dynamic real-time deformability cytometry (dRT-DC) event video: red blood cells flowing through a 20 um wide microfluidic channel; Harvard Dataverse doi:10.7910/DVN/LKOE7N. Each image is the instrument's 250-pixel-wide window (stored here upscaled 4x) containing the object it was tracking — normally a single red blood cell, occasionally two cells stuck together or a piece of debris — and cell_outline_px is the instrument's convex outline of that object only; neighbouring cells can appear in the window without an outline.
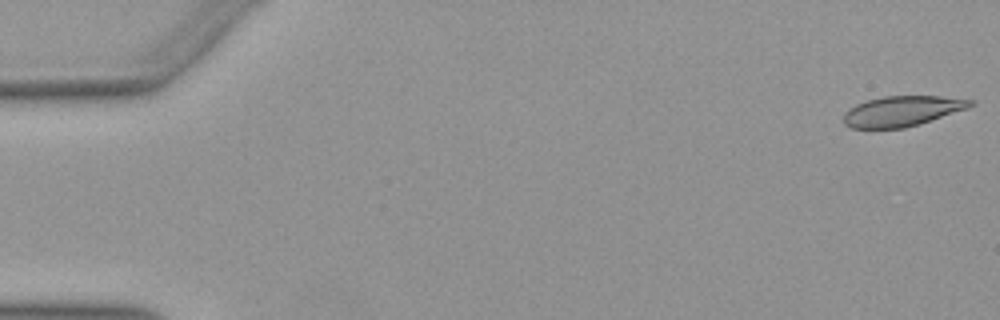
{"species": "Egyptian fruit bat (a non-hibernating species)", "species_latin": "Rousettus aegyptiacus", "temperature_condition": "warm", "stored_images_in_passage": 20, "camera_frame_rate_fps": 3000, "um_per_image_px": 0.085, "animal": {"sex": "female"}, "frame": {"image": 1, "passage_image": 1, "time_ms": 0.0, "image_size_px": [1000, 320], "cell_outline_px": [[976, 104], [968, 108], [920, 124], [904, 128], [852, 128], [844, 124], [844, 112], [848, 108], [856, 104], [868, 100], [884, 96], [940, 96], [976, 100]], "centroid_in_image_um": [76.7, 9.44], "position_along_channel_um": 8.3, "area_um2": 22.48}}
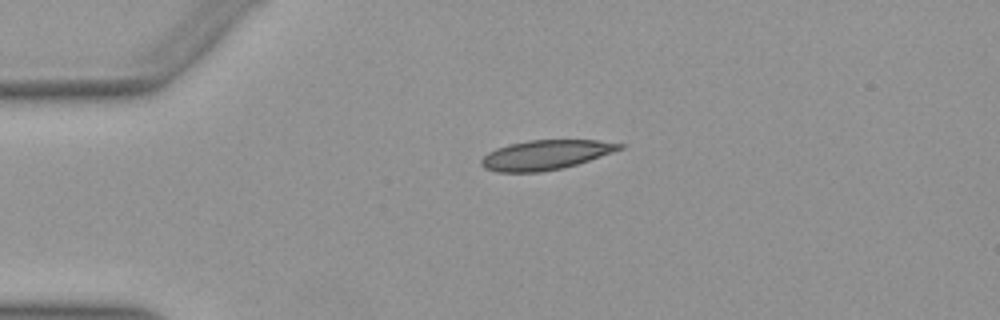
{"frame": {"image": 2, "passage_image": 12, "time_ms": 3.667, "image_size_px": [1000, 320], "cell_outline_px": [[628, 144], [624, 148], [576, 164], [560, 168], [540, 172], [496, 172], [484, 168], [480, 164], [480, 160], [488, 152], [496, 148], [508, 144], [528, 140], [596, 140]], "centroid_in_image_um": [46.35, 13.15], "position_along_channel_um": 38.6, "area_um2": 23.81}}
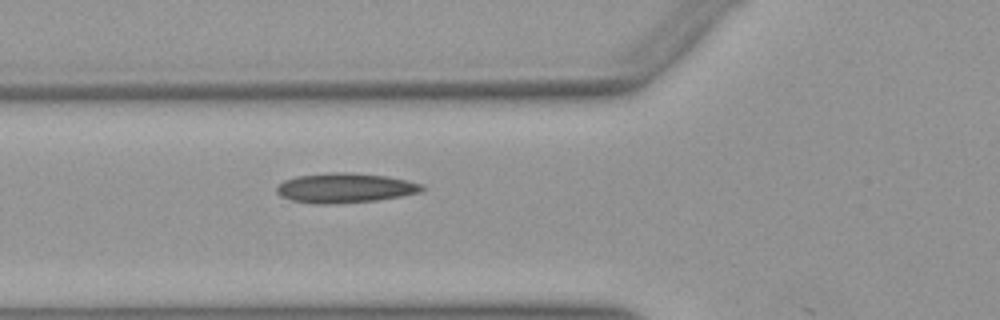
{"frame": {"image": 3, "passage_image": 19, "time_ms": 6.0, "image_size_px": [1000, 320], "cell_outline_px": [[424, 188], [420, 192], [400, 196], [376, 200], [328, 204], [312, 204], [292, 200], [280, 196], [276, 192], [276, 188], [284, 180], [296, 176], [328, 172], [352, 172], [388, 176], [424, 184]], "centroid_in_image_um": [29.31, 15.96], "position_along_channel_um": 96.5, "area_um2": 25.26}}